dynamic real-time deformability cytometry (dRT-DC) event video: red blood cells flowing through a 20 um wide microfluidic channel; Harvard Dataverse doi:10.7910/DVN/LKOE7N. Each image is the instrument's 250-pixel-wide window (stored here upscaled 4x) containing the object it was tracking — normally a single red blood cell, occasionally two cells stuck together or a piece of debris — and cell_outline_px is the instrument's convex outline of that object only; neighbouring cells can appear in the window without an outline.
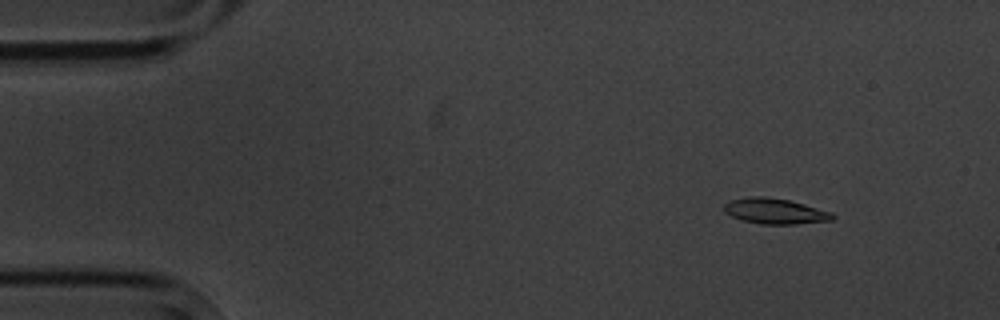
{"species": "common noctule bat (a hibernating species)", "species_latin": "Nyctalus noctula", "temperature_condition": "cold", "stored_images_in_passage": 6, "camera_frame_rate_fps": 3000, "um_per_image_px": 0.085, "animal": {"sex": "male", "body_mass_g": 20.1, "forearm_length_mm": 53.5}, "frame": {"image": 1, "passage_image": 2, "time_ms": 1.333, "image_size_px": [1000, 320], "cell_outline_px": [[836, 216], [832, 220], [796, 224], [760, 224], [744, 220], [732, 216], [724, 212], [724, 204], [728, 200], [752, 196], [764, 196], [788, 200], [804, 204], [832, 212]], "centroid_in_image_um": [65.87, 17.94], "position_along_channel_um": 19.1, "area_um2": 16.13}}
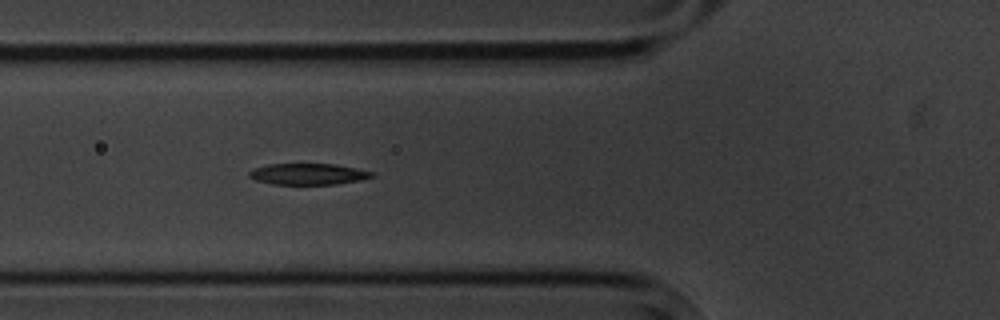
{"frame": {"image": 2, "passage_image": 6, "time_ms": 6.0, "image_size_px": [1000, 320], "cell_outline_px": [[372, 176], [360, 180], [336, 184], [272, 184], [256, 180], [248, 176], [248, 172], [252, 168], [268, 164], [336, 164], [356, 168], [372, 172]], "centroid_in_image_um": [26.13, 14.79], "position_along_channel_um": 99.7, "area_um2": 15.09}}